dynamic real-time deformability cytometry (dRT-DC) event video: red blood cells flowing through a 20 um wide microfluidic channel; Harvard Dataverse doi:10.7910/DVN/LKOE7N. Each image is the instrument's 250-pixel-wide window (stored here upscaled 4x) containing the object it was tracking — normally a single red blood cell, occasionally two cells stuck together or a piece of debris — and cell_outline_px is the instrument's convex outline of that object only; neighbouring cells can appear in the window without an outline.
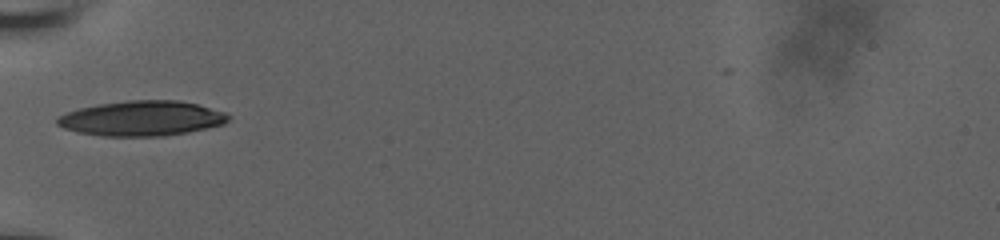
{"species": "human", "species_latin": "Homo sapiens", "temperature_condition": "room temperature", "stored_images_in_passage": 31, "camera_frame_rate_fps": 3000, "um_per_image_px": 0.085, "donor": {"sex": "male"}, "frame": {"image": 1, "passage_image": 1, "time_ms": 0.0, "image_size_px": [1000, 240], "cell_outline_px": [[228, 120], [224, 124], [188, 132], [164, 136], [104, 136], [80, 132], [64, 128], [56, 124], [56, 120], [60, 116], [68, 112], [80, 108], [100, 104], [128, 100], [176, 100], [196, 104], [224, 112], [228, 116]], "centroid_in_image_um": [12.05, 10.06], "position_along_channel_um": 72.9, "area_um2": 34.51}}
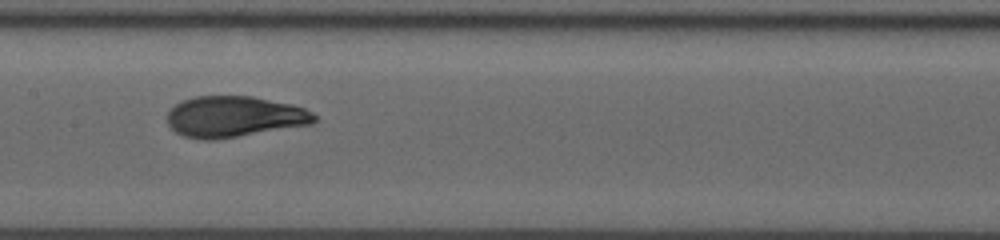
{"frame": {"image": 2, "passage_image": 10, "time_ms": 3.0, "image_size_px": [1000, 240], "cell_outline_px": [[316, 120], [312, 124], [216, 140], [204, 140], [184, 136], [176, 132], [168, 124], [168, 112], [176, 104], [184, 100], [196, 96], [252, 96], [288, 104], [304, 108], [312, 112], [316, 116]], "centroid_in_image_um": [19.91, 9.93], "position_along_channel_um": 187.5, "area_um2": 34.91}}
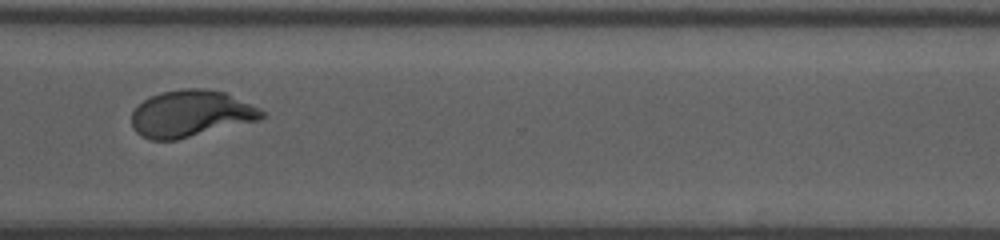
{"frame": {"image": 3, "passage_image": 23, "time_ms": 7.333, "image_size_px": [1000, 240], "cell_outline_px": [[264, 116], [260, 120], [176, 140], [152, 140], [140, 136], [132, 128], [132, 112], [144, 100], [160, 92], [180, 88], [204, 88], [224, 92], [260, 108], [264, 112]], "centroid_in_image_um": [16.21, 9.66], "position_along_channel_um": 354.4, "area_um2": 35.43}, "authors_computed_cell_mechanics": {"area_um2": 35.3158, "velocity_mm_per_s": 3.8601, "shape_relaxation_time_tau1_ms": 4.1493, "shape_relaxation_time_tau2_ms": 0.7869, "deformation_change_tau1": 0.2046, "deformation_change_tau2": 0.0664}}